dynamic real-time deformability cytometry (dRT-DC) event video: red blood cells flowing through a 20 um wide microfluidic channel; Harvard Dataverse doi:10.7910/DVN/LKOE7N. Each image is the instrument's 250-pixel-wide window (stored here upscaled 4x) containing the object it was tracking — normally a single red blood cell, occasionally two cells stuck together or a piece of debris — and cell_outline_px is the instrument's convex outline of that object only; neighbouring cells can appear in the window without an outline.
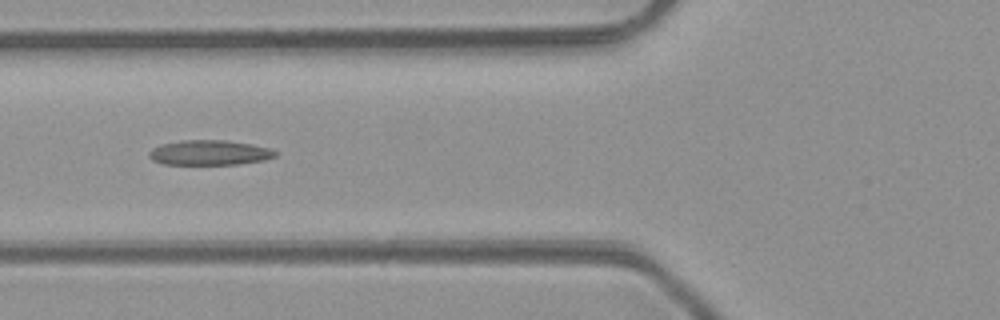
{"species": "common noctule bat (a hibernating species)", "species_latin": "Nyctalus noctula", "temperature_condition": "room temperature", "stored_images_in_passage": 5, "camera_frame_rate_fps": 3000, "um_per_image_px": 0.085, "animal": {"sex": "male", "body_mass_g": 23.1, "forearm_length_mm": 52.7}, "frame": {"image": 1, "passage_image": 5, "time_ms": 4.333, "image_size_px": [1000, 320], "cell_outline_px": [[280, 152], [276, 156], [264, 160], [240, 164], [164, 164], [152, 160], [148, 156], [148, 152], [152, 148], [164, 144], [184, 140], [224, 140], [252, 144], [272, 148]], "centroid_in_image_um": [17.86, 12.98], "position_along_channel_um": 107.9, "area_um2": 18.44}}